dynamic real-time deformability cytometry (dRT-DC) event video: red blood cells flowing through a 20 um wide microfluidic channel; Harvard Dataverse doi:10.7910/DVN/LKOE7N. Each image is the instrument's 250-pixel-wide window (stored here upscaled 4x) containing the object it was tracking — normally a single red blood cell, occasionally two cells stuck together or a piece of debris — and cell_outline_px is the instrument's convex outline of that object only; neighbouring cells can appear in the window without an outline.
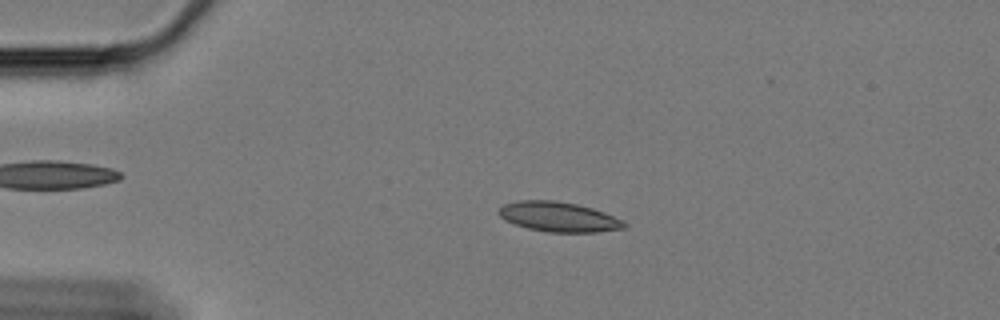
{"species": "Egyptian fruit bat (a non-hibernating species)", "species_latin": "Rousettus aegyptiacus", "temperature_condition": "cold", "stored_images_in_passage": 60, "camera_frame_rate_fps": 3000, "um_per_image_px": 0.085, "animal": {"sex": "female"}, "frame": {"image": 1, "passage_image": 13, "time_ms": 4.0, "image_size_px": [1000, 320], "cell_outline_px": [[628, 224], [624, 228], [596, 232], [548, 232], [528, 228], [516, 224], [500, 216], [496, 212], [504, 204], [520, 200], [556, 200], [576, 204], [592, 208], [604, 212], [624, 220]], "centroid_in_image_um": [47.51, 18.42], "position_along_channel_um": 37.5, "area_um2": 21.73}}
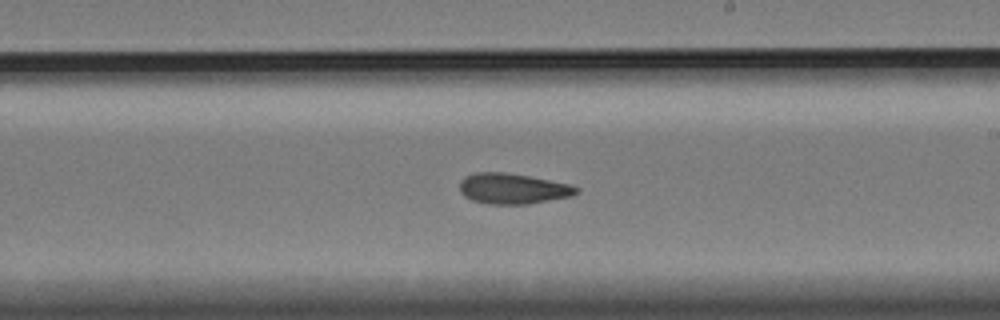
{"frame": {"image": 2, "passage_image": 35, "time_ms": 11.333, "image_size_px": [1000, 320], "cell_outline_px": [[580, 192], [572, 196], [528, 204], [488, 204], [472, 200], [464, 196], [460, 192], [460, 180], [464, 176], [476, 172], [504, 172], [528, 176], [572, 184], [580, 188]], "centroid_in_image_um": [43.6, 16.03], "position_along_channel_um": 245.4, "area_um2": 20.98}}
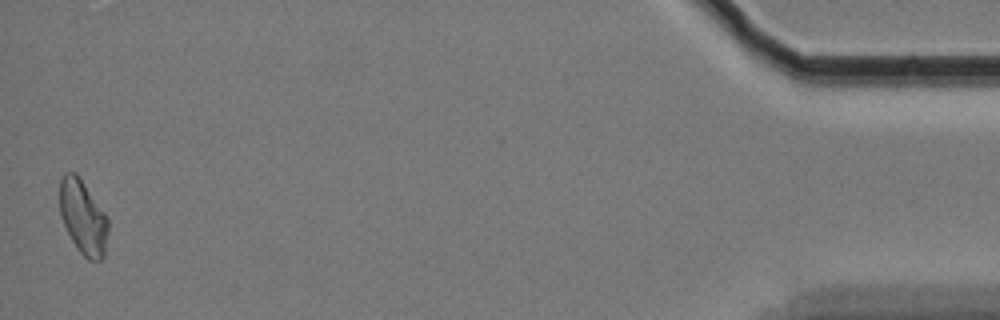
{"frame": {"image": 3, "passage_image": 59, "time_ms": 19.333, "image_size_px": [1000, 320], "cell_outline_px": [[108, 232], [104, 256], [100, 260], [88, 260], [76, 248], [60, 216], [60, 176], [64, 172], [76, 172], [104, 212], [108, 220]], "centroid_in_image_um": [7.05, 18.45], "position_along_channel_um": 428.2, "area_um2": 20.87}, "authors_computed_cell_mechanics": {"area_um2": 20.808, "velocity_mm_per_s": 3.3378, "shape_relaxation_time_tau1_ms": null, "shape_relaxation_time_tau2_ms": 7.9549, "deformation_change_tau1": null, "deformation_change_tau2": 0.1321}}